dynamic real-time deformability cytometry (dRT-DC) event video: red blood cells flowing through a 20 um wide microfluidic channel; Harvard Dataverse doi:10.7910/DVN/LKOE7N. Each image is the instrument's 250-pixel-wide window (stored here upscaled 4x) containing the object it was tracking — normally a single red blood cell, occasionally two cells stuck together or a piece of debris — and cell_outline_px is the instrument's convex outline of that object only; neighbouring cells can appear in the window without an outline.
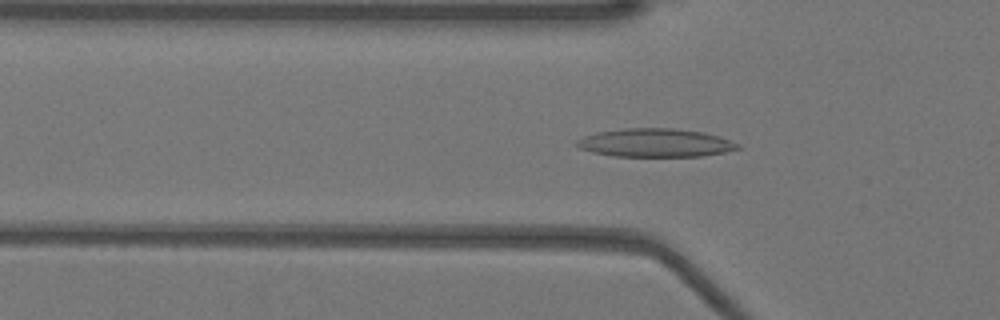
{"species": "Egyptian fruit bat (a non-hibernating species)", "species_latin": "Rousettus aegyptiacus", "temperature_condition": "warm", "stored_images_in_passage": 39, "camera_frame_rate_fps": 3000, "um_per_image_px": 0.085, "animal": {"sex": "female"}, "frame": {"image": 1, "passage_image": 16, "time_ms": 5.0, "image_size_px": [1000, 320], "cell_outline_px": [[740, 148], [724, 152], [700, 156], [612, 156], [592, 152], [580, 148], [572, 144], [576, 140], [584, 136], [596, 132], [628, 128], [672, 128], [704, 132], [720, 136], [740, 144]], "centroid_in_image_um": [55.68, 12.13], "position_along_channel_um": 70.1, "area_um2": 26.7}}
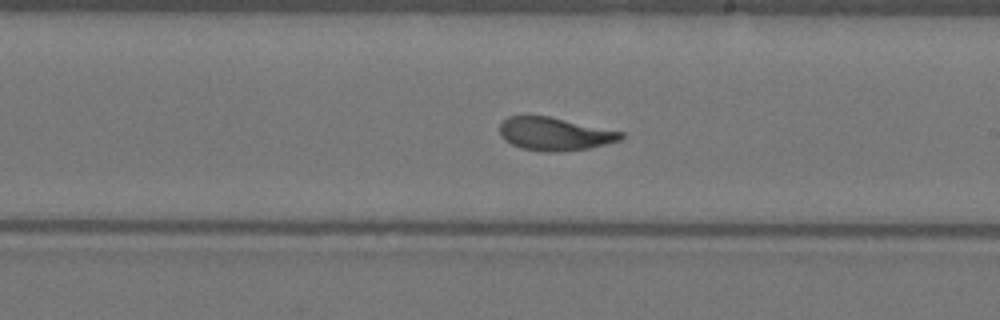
{"frame": {"image": 2, "passage_image": 29, "time_ms": 9.333, "image_size_px": [1000, 320], "cell_outline_px": [[624, 136], [620, 140], [588, 148], [556, 152], [544, 152], [520, 148], [504, 140], [500, 136], [500, 124], [508, 116], [548, 116], [624, 132]], "centroid_in_image_um": [47.12, 11.39], "position_along_channel_um": 241.9, "area_um2": 23.24}}
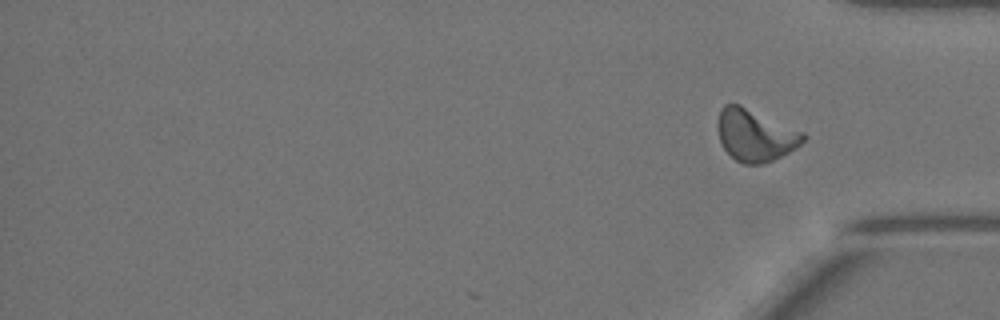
{"frame": {"image": 3, "passage_image": 39, "time_ms": 12.667, "image_size_px": [1000, 320], "cell_outline_px": [[808, 136], [796, 148], [772, 160], [760, 164], [744, 164], [736, 160], [724, 148], [720, 140], [716, 124], [720, 108], [724, 104], [740, 104], [804, 132]], "centroid_in_image_um": [64.18, 11.47], "position_along_channel_um": 371.0, "area_um2": 25.84}, "authors_computed_cell_mechanics": {"area_um2": 24.565, "velocity_mm_per_s": 3.9443, "shape_relaxation_time_tau1_ms": 5.5912, "shape_relaxation_time_tau2_ms": 1.3348, "deformation_change_tau1": 0.1954, "deformation_change_tau2": 0.0777}}